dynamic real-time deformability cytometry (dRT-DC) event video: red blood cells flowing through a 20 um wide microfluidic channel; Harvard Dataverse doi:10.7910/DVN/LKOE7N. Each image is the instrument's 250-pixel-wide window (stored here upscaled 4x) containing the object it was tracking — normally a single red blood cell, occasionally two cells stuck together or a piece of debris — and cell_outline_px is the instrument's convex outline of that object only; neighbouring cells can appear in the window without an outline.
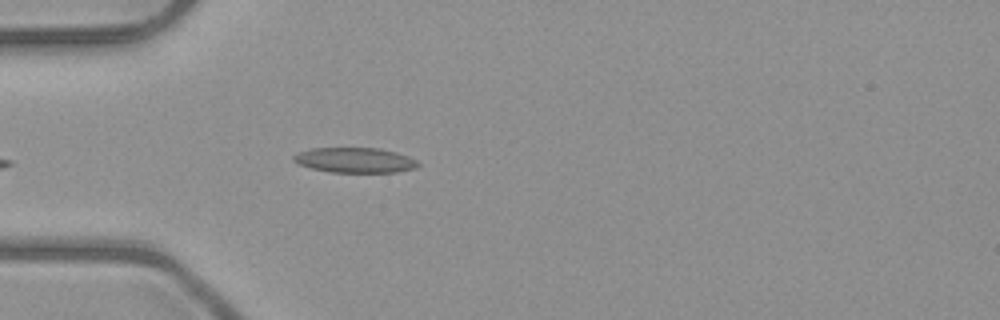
{"species": "common noctule bat (a hibernating species)", "species_latin": "Nyctalus noctula", "temperature_condition": "room temperature", "stored_images_in_passage": 36, "camera_frame_rate_fps": 3000, "um_per_image_px": 0.085, "animal": {"sex": "male", "body_mass_g": 23.1, "forearm_length_mm": 52.7}, "frame": {"image": 1, "passage_image": 2, "time_ms": 0.333, "image_size_px": [1000, 320], "cell_outline_px": [[420, 164], [416, 168], [396, 172], [332, 172], [312, 168], [300, 164], [292, 160], [292, 156], [296, 152], [312, 148], [380, 148], [396, 152], [408, 156], [416, 160]], "centroid_in_image_um": [30.16, 13.6], "position_along_channel_um": 54.8, "area_um2": 18.21}}
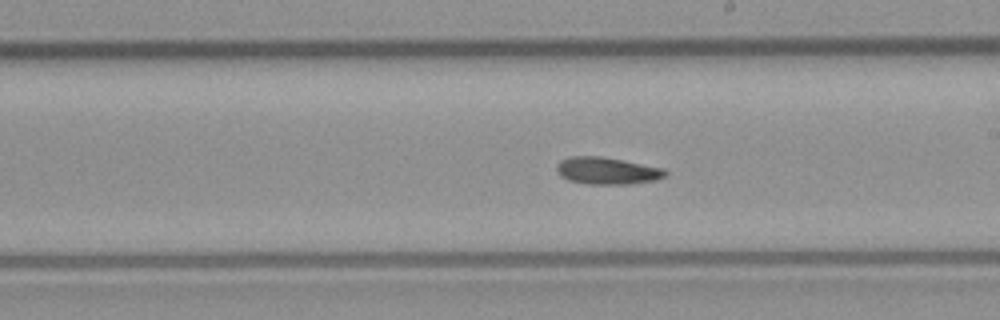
{"frame": {"image": 2, "passage_image": 13, "time_ms": 4.0, "image_size_px": [1000, 320], "cell_outline_px": [[668, 172], [664, 176], [656, 180], [632, 184], [588, 184], [568, 180], [560, 176], [556, 172], [556, 164], [560, 160], [572, 156], [600, 156], [664, 168]], "centroid_in_image_um": [51.57, 14.52], "position_along_channel_um": 237.4, "area_um2": 17.22}}
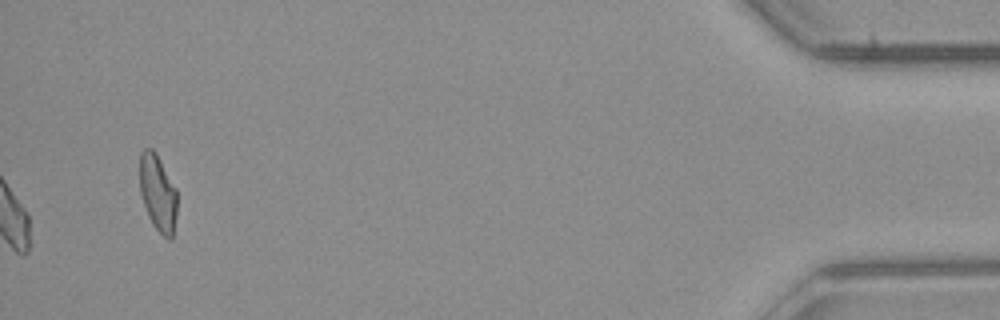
{"frame": {"image": 3, "passage_image": 36, "time_ms": 11.667, "image_size_px": [1000, 320], "cell_outline_px": [[176, 216], [172, 240], [168, 240], [152, 224], [148, 216], [140, 192], [140, 152], [144, 148], [152, 148], [156, 152], [176, 188]], "centroid_in_image_um": [13.41, 16.39], "position_along_channel_um": 421.8, "area_um2": 16.7}, "authors_computed_cell_mechanics": {"area_um2": 16.6175, "velocity_mm_per_s": 3.9988, "shape_relaxation_time_tau1_ms": 11.1951, "shape_relaxation_time_tau2_ms": 5.3214, "deformation_change_tau1": 0.1927, "deformation_change_tau2": 0.1134}}